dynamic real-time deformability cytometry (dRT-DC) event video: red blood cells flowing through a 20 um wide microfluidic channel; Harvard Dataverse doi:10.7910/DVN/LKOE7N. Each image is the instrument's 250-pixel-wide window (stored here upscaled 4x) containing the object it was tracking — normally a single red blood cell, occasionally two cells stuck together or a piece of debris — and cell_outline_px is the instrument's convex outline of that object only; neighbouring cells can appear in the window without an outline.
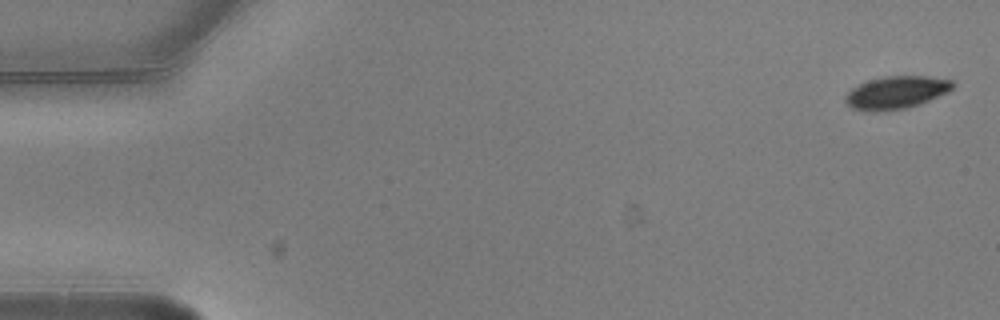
{"species": "common noctule bat (a hibernating species)", "species_latin": "Nyctalus noctula", "temperature_condition": "warm", "stored_images_in_passage": 6, "camera_frame_rate_fps": 3000, "um_per_image_px": 0.085, "animal": {"sex": "male", "body_mass_g": 20.5, "forearm_length_mm": 52.5}, "frame": {"image": 1, "passage_image": 1, "time_ms": 0.0, "image_size_px": [1000, 320], "cell_outline_px": [[956, 84], [948, 92], [920, 104], [908, 108], [884, 112], [872, 112], [852, 108], [844, 100], [844, 96], [852, 88], [868, 80], [884, 76], [928, 76], [952, 80]], "centroid_in_image_um": [76.18, 7.87], "position_along_channel_um": 8.8, "area_um2": 20.69}}
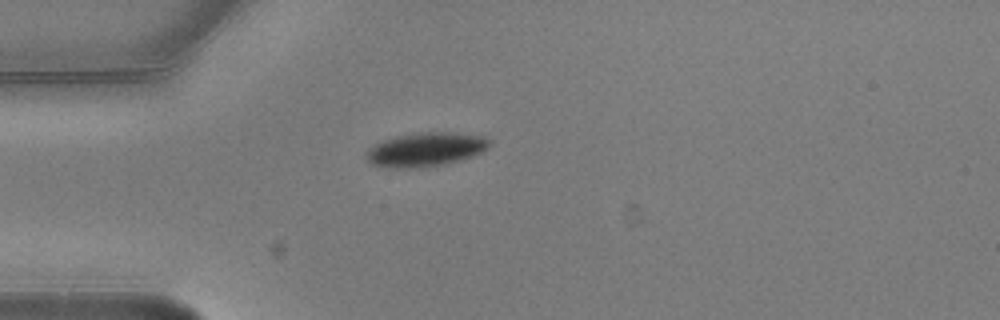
{"frame": {"image": 2, "passage_image": 5, "time_ms": 1.333, "image_size_px": [1000, 320], "cell_outline_px": [[492, 140], [480, 152], [472, 156], [444, 164], [412, 168], [396, 168], [372, 164], [368, 160], [368, 152], [380, 140], [396, 136], [420, 132], [456, 132], [484, 136]], "centroid_in_image_um": [36.2, 12.68], "position_along_channel_um": 48.8, "area_um2": 23.93}}